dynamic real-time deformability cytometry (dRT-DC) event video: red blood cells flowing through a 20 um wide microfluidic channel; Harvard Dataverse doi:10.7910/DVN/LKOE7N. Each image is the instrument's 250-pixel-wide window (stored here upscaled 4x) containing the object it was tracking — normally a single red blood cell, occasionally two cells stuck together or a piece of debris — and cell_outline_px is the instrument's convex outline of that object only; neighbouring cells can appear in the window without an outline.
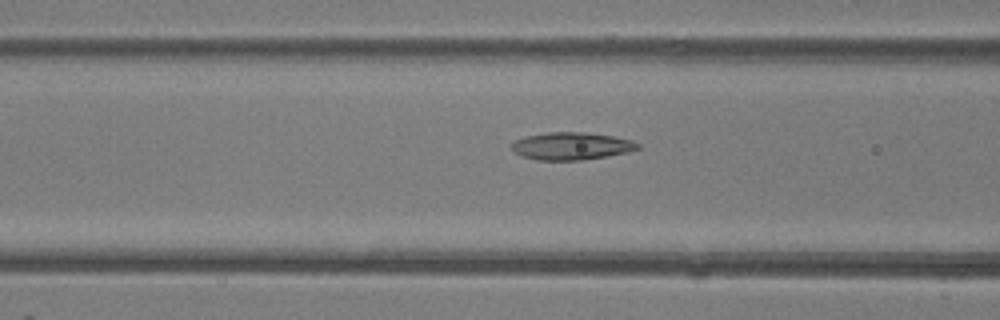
{"species": "common noctule bat (a hibernating species)", "species_latin": "Nyctalus noctula", "temperature_condition": "room temperature", "stored_images_in_passage": 16, "camera_frame_rate_fps": 3000, "um_per_image_px": 0.085, "animal": {"sex": "female"}, "frame": {"image": 1, "passage_image": 14, "time_ms": 4.333, "image_size_px": [1000, 320], "cell_outline_px": [[640, 148], [628, 152], [608, 156], [584, 160], [536, 160], [520, 156], [512, 152], [512, 144], [516, 140], [524, 136], [548, 132], [584, 132], [612, 136], [632, 140], [640, 144]], "centroid_in_image_um": [48.55, 12.42], "position_along_channel_um": 118.0, "area_um2": 20.4}}